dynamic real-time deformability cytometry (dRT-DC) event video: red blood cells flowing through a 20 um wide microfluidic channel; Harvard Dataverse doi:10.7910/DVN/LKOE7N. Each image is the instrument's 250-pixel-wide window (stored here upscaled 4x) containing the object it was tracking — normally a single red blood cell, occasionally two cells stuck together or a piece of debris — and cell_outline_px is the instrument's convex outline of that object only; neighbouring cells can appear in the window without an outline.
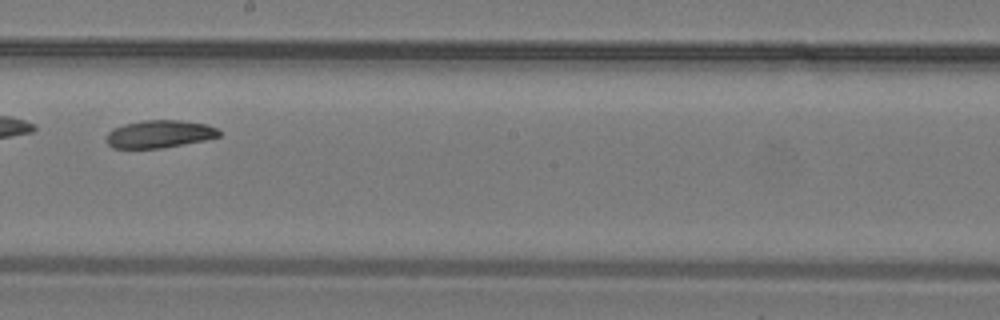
{"species": "common noctule bat (a hibernating species)", "species_latin": "Nyctalus noctula", "temperature_condition": "warm", "stored_images_in_passage": 19, "camera_frame_rate_fps": 3000, "um_per_image_px": 0.085, "animal": {"sex": "male", "body_mass_g": 19.2, "forearm_length_mm": 51.8}, "frame": {"image": 1, "passage_image": 14, "time_ms": 4.333, "image_size_px": [1000, 320], "cell_outline_px": [[220, 136], [204, 140], [160, 148], [112, 148], [108, 144], [108, 132], [112, 128], [124, 124], [144, 120], [180, 120], [208, 124], [216, 128], [220, 132]], "centroid_in_image_um": [13.55, 11.38], "position_along_channel_um": 234.6, "area_um2": 18.03}}
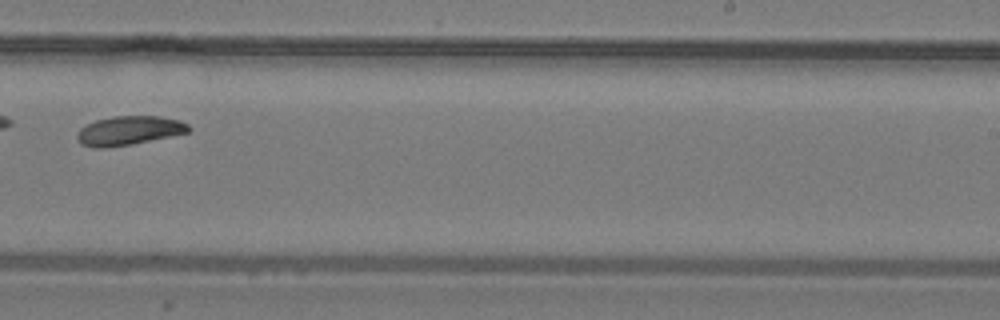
{"frame": {"image": 2, "passage_image": 16, "time_ms": 5.0, "image_size_px": [1000, 320], "cell_outline_px": [[192, 128], [188, 132], [132, 144], [104, 148], [96, 148], [80, 144], [76, 140], [76, 132], [80, 128], [96, 120], [112, 116], [160, 116], [180, 120], [188, 124]], "centroid_in_image_um": [10.93, 11.1], "position_along_channel_um": 278.1, "area_um2": 18.96}}